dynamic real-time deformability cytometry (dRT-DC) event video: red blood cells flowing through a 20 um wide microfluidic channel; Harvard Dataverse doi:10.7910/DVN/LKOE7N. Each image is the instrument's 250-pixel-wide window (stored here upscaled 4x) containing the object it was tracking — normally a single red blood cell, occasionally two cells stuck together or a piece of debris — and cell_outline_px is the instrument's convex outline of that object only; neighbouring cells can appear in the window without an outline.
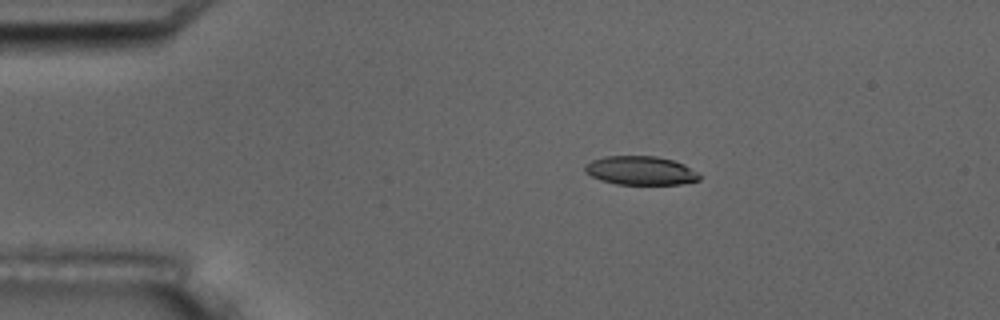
{"species": "common noctule bat (a hibernating species)", "species_latin": "Nyctalus noctula", "temperature_condition": "room temperature", "stored_images_in_passage": 9, "camera_frame_rate_fps": 3000, "um_per_image_px": 0.085, "animal": {"sex": "male", "body_mass_g": 17.5, "forearm_length_mm": 52.3}, "frame": {"image": 1, "passage_image": 1, "time_ms": 0.0, "image_size_px": [1000, 320], "cell_outline_px": [[700, 180], [680, 184], [616, 184], [600, 180], [584, 172], [584, 164], [592, 160], [604, 156], [656, 156], [672, 160], [684, 164], [700, 176]], "centroid_in_image_um": [54.39, 14.49], "position_along_channel_um": 30.6, "area_um2": 19.13}}
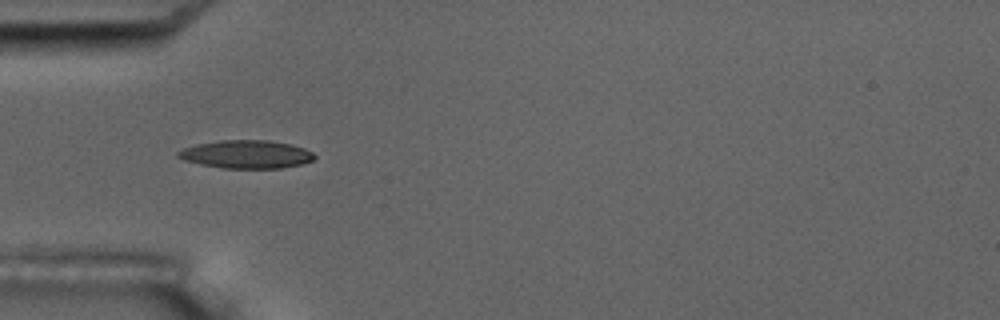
{"frame": {"image": 2, "passage_image": 3, "time_ms": 2.333, "image_size_px": [1000, 320], "cell_outline_px": [[316, 156], [312, 160], [300, 164], [280, 168], [224, 168], [200, 164], [184, 160], [176, 156], [176, 152], [184, 148], [196, 144], [220, 140], [268, 140], [292, 144], [304, 148], [312, 152]], "centroid_in_image_um": [20.92, 13.11], "position_along_channel_um": 64.1, "area_um2": 22.31}}
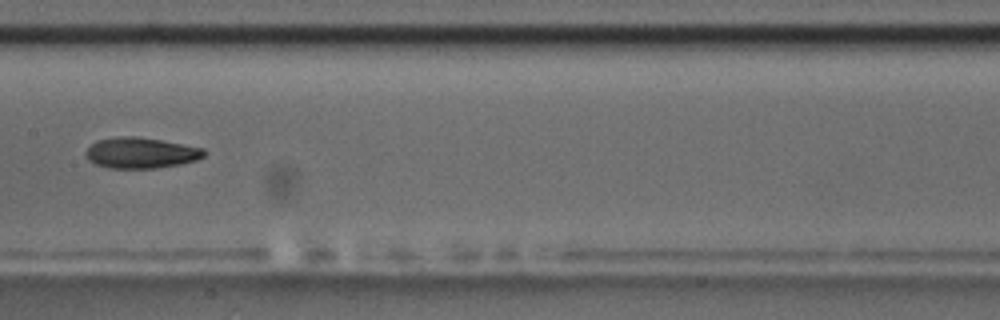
{"frame": {"image": 3, "passage_image": 6, "time_ms": 6.0, "image_size_px": [1000, 320], "cell_outline_px": [[204, 156], [196, 160], [180, 164], [156, 168], [108, 168], [96, 164], [88, 160], [84, 152], [96, 140], [116, 136], [136, 136], [160, 140], [204, 148]], "centroid_in_image_um": [11.93, 12.99], "position_along_channel_um": 195.5, "area_um2": 21.21}}